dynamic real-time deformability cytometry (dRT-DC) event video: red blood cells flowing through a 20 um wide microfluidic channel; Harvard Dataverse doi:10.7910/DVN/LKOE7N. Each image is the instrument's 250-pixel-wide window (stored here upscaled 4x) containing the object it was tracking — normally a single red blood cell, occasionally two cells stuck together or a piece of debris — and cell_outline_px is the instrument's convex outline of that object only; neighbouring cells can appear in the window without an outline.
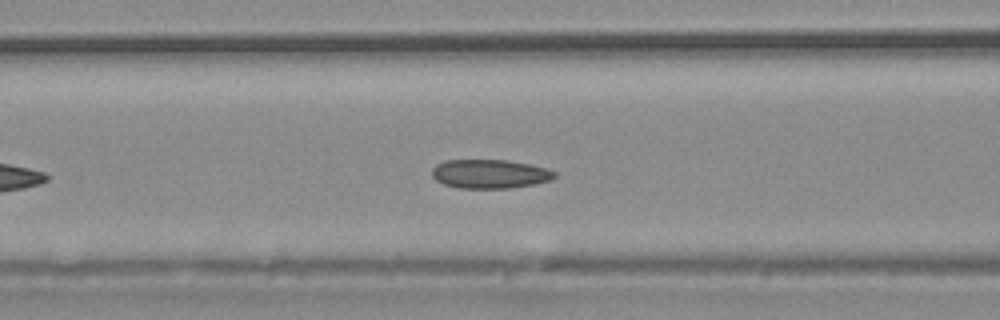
{"species": "common noctule bat (a hibernating species)", "species_latin": "Nyctalus noctula", "temperature_condition": "warm", "stored_images_in_passage": 8, "camera_frame_rate_fps": 3000, "um_per_image_px": 0.085, "animal": {"sex": "male", "body_mass_g": 20.4}, "frame": {"image": 1, "passage_image": 4, "time_ms": 1.0, "image_size_px": [1000, 320], "cell_outline_px": [[556, 176], [552, 180], [536, 184], [508, 188], [456, 188], [444, 184], [436, 180], [432, 176], [432, 168], [436, 164], [444, 160], [508, 160], [548, 168], [556, 172]], "centroid_in_image_um": [41.64, 14.78], "position_along_channel_um": 125.0, "area_um2": 20.87}}